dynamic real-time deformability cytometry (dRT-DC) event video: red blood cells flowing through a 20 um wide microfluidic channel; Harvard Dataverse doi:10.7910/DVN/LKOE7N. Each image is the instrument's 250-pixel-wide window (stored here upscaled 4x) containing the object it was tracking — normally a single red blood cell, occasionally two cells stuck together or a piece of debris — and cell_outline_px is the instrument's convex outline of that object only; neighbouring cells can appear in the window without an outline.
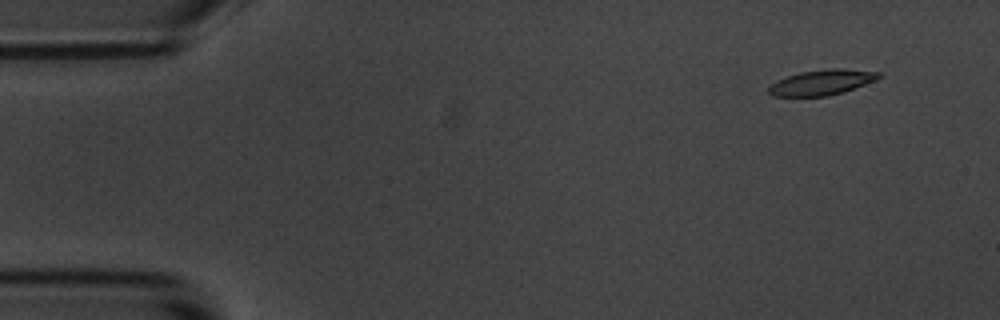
{"species": "common noctule bat (a hibernating species)", "species_latin": "Nyctalus noctula", "temperature_condition": "room temperature", "stored_images_in_passage": 5, "camera_frame_rate_fps": 3000, "um_per_image_px": 0.085, "animal": {"sex": "male", "body_mass_g": 20.1, "forearm_length_mm": 53.5}, "frame": {"image": 1, "passage_image": 2, "time_ms": 1.333, "image_size_px": [1000, 320], "cell_outline_px": [[884, 76], [876, 80], [844, 92], [828, 96], [772, 96], [768, 92], [768, 88], [776, 80], [784, 76], [800, 72], [832, 68], [844, 68], [880, 72]], "centroid_in_image_um": [69.87, 6.99], "position_along_channel_um": 15.1, "area_um2": 16.47}}
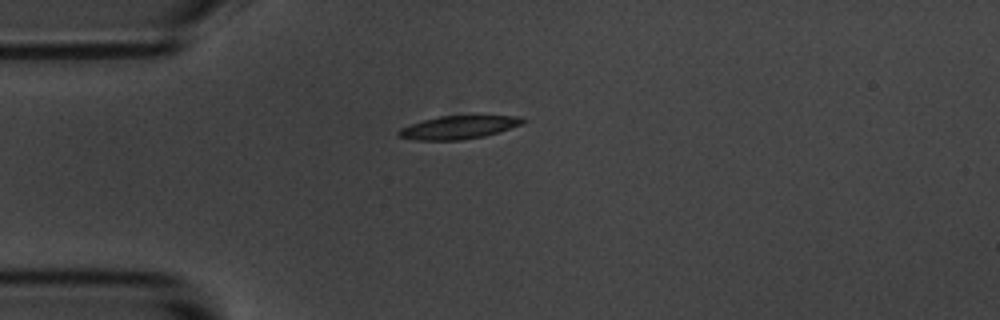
{"frame": {"image": 2, "passage_image": 5, "time_ms": 4.667, "image_size_px": [1000, 320], "cell_outline_px": [[524, 124], [484, 136], [460, 140], [412, 140], [396, 136], [396, 132], [400, 128], [424, 120], [440, 116], [524, 116]], "centroid_in_image_um": [38.95, 10.83], "position_along_channel_um": 46.0, "area_um2": 16.7}}